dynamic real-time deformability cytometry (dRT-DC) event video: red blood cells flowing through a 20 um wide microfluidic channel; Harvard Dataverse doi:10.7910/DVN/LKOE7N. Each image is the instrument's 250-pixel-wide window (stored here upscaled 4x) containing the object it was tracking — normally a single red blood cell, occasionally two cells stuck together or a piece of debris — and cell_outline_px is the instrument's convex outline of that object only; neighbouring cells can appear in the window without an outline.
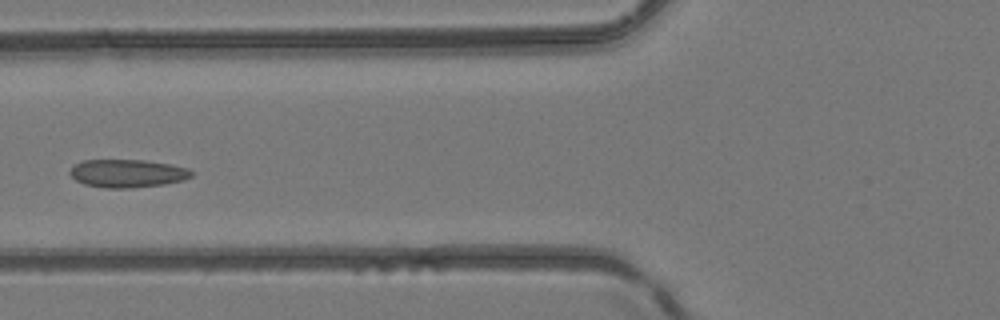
{"species": "common noctule bat (a hibernating species)", "species_latin": "Nyctalus noctula", "temperature_condition": "room temperature", "stored_images_in_passage": 4, "camera_frame_rate_fps": 3000, "um_per_image_px": 0.085, "animal": {"sex": "female", "body_mass_g": 24.6, "forearm_length_mm": 56.2}, "frame": {"image": 1, "passage_image": 2, "time_ms": 2.333, "image_size_px": [1000, 320], "cell_outline_px": [[192, 176], [184, 180], [164, 184], [132, 188], [104, 188], [84, 184], [76, 180], [68, 172], [72, 164], [80, 160], [144, 160], [172, 164], [188, 168], [192, 172]], "centroid_in_image_um": [10.8, 14.73], "position_along_channel_um": 115.0, "area_um2": 20.11}}
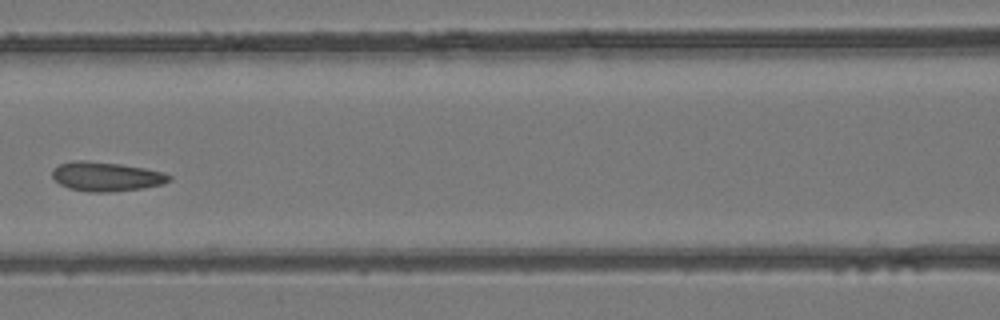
{"frame": {"image": 2, "passage_image": 3, "time_ms": 3.333, "image_size_px": [1000, 320], "cell_outline_px": [[172, 180], [164, 184], [144, 188], [108, 192], [88, 192], [68, 188], [60, 184], [52, 176], [52, 168], [60, 164], [72, 160], [84, 160], [120, 164], [144, 168], [164, 172], [172, 176]], "centroid_in_image_um": [9.04, 15.0], "position_along_channel_um": 157.6, "area_um2": 20.11}}
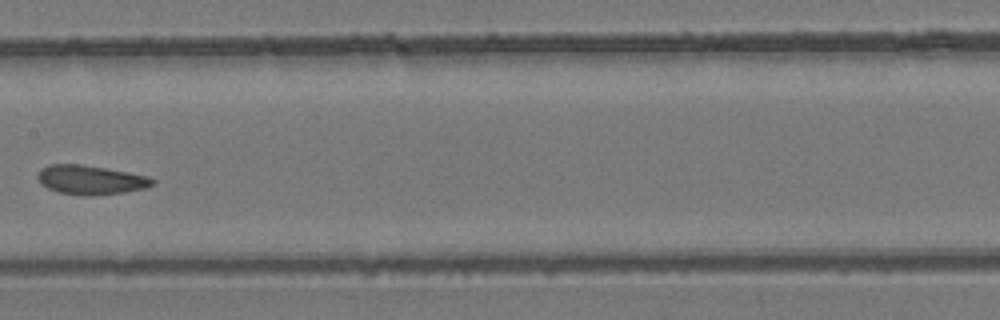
{"frame": {"image": 3, "passage_image": 4, "time_ms": 4.333, "image_size_px": [1000, 320], "cell_outline_px": [[156, 184], [144, 188], [124, 192], [92, 196], [84, 196], [60, 192], [48, 188], [40, 184], [36, 176], [40, 168], [48, 164], [80, 164], [128, 172], [148, 176], [156, 180]], "centroid_in_image_um": [7.69, 15.29], "position_along_channel_um": 199.7, "area_um2": 19.65}}